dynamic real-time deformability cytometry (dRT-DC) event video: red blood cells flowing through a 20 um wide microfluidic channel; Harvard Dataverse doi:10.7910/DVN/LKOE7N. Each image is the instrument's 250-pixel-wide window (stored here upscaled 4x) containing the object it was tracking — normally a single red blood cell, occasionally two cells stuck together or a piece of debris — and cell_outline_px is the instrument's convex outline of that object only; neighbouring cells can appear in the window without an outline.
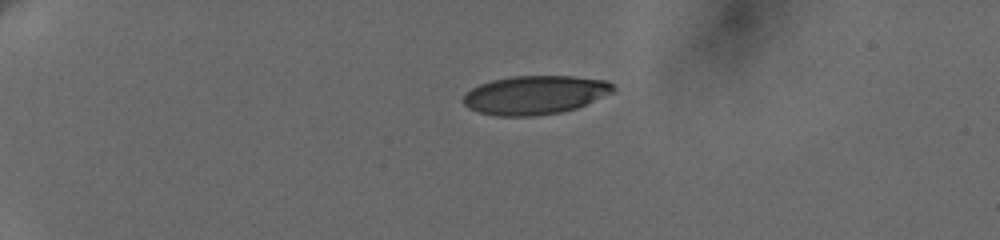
{"species": "human", "species_latin": "Homo sapiens", "temperature_condition": "cold", "stored_images_in_passage": 5, "camera_frame_rate_fps": 3000, "um_per_image_px": 0.085, "donor": {"sex": "female"}, "frame": {"image": 1, "passage_image": 1, "time_ms": 0.0, "image_size_px": [1000, 240], "cell_outline_px": [[616, 88], [612, 92], [576, 108], [560, 112], [532, 116], [496, 116], [480, 112], [468, 108], [460, 100], [472, 88], [480, 84], [492, 80], [512, 76], [572, 76], [608, 80]], "centroid_in_image_um": [45.46, 8.06], "position_along_channel_um": 39.5, "area_um2": 33.7}}
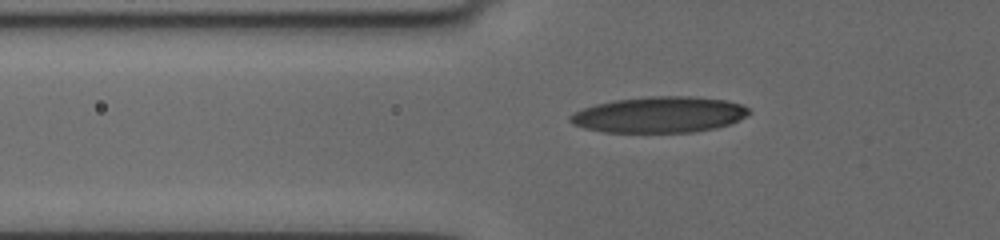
{"frame": {"image": 2, "passage_image": 4, "time_ms": 2.667, "image_size_px": [1000, 240], "cell_outline_px": [[752, 112], [748, 116], [728, 124], [716, 128], [692, 132], [604, 132], [584, 128], [572, 124], [568, 120], [568, 116], [572, 112], [596, 104], [612, 100], [648, 96], [692, 96], [724, 100], [740, 104], [748, 108]], "centroid_in_image_um": [56.01, 9.74], "position_along_channel_um": 69.8, "area_um2": 37.69}}